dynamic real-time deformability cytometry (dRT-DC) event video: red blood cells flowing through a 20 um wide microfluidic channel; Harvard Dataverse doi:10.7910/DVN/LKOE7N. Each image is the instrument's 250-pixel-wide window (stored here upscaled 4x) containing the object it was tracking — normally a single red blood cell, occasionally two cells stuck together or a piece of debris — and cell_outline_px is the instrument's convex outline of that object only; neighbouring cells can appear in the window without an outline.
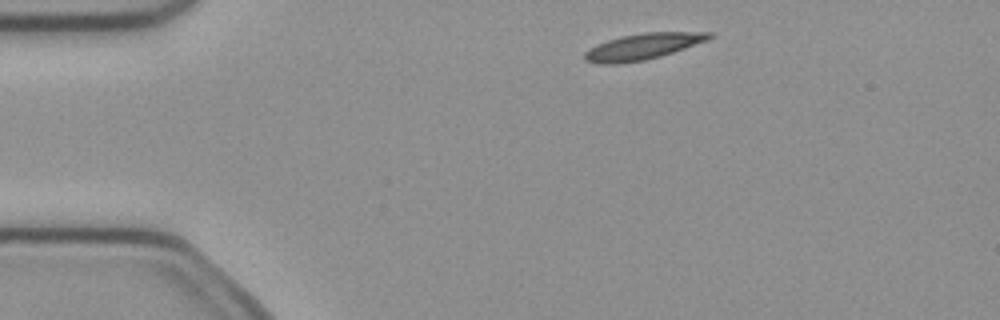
{"species": "common noctule bat (a hibernating species)", "species_latin": "Nyctalus noctula", "temperature_condition": "cold", "stored_images_in_passage": 2, "camera_frame_rate_fps": 3000, "um_per_image_px": 0.085, "animal": {"sex": "female", "body_mass_g": 21.9}, "frame": {"image": 1, "passage_image": 1, "time_ms": 0.0, "image_size_px": [1000, 320], "cell_outline_px": [[716, 36], [708, 40], [660, 56], [644, 60], [620, 64], [600, 64], [584, 60], [584, 52], [588, 48], [596, 44], [620, 36], [644, 32], [712, 32]], "centroid_in_image_um": [54.62, 3.95], "position_along_channel_um": 30.4, "area_um2": 19.07}}